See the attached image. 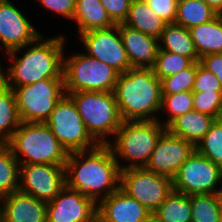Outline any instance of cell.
Here are the masks:
<instances>
[{"label":"cell","instance_id":"26","mask_svg":"<svg viewBox=\"0 0 222 222\" xmlns=\"http://www.w3.org/2000/svg\"><path fill=\"white\" fill-rule=\"evenodd\" d=\"M20 124L14 91L0 81V144L7 143Z\"/></svg>","mask_w":222,"mask_h":222},{"label":"cell","instance_id":"41","mask_svg":"<svg viewBox=\"0 0 222 222\" xmlns=\"http://www.w3.org/2000/svg\"><path fill=\"white\" fill-rule=\"evenodd\" d=\"M141 222H157L156 218L154 217V215L152 214L149 218L141 221Z\"/></svg>","mask_w":222,"mask_h":222},{"label":"cell","instance_id":"20","mask_svg":"<svg viewBox=\"0 0 222 222\" xmlns=\"http://www.w3.org/2000/svg\"><path fill=\"white\" fill-rule=\"evenodd\" d=\"M215 120L214 117L192 110L174 119L166 130L171 135L187 140L196 146L210 130Z\"/></svg>","mask_w":222,"mask_h":222},{"label":"cell","instance_id":"29","mask_svg":"<svg viewBox=\"0 0 222 222\" xmlns=\"http://www.w3.org/2000/svg\"><path fill=\"white\" fill-rule=\"evenodd\" d=\"M192 222H222L219 194L191 195Z\"/></svg>","mask_w":222,"mask_h":222},{"label":"cell","instance_id":"33","mask_svg":"<svg viewBox=\"0 0 222 222\" xmlns=\"http://www.w3.org/2000/svg\"><path fill=\"white\" fill-rule=\"evenodd\" d=\"M166 110L169 114L168 120L163 125L167 127L174 119L193 110V92L183 91L178 94L162 95L161 110Z\"/></svg>","mask_w":222,"mask_h":222},{"label":"cell","instance_id":"30","mask_svg":"<svg viewBox=\"0 0 222 222\" xmlns=\"http://www.w3.org/2000/svg\"><path fill=\"white\" fill-rule=\"evenodd\" d=\"M195 149L222 168V119H217Z\"/></svg>","mask_w":222,"mask_h":222},{"label":"cell","instance_id":"38","mask_svg":"<svg viewBox=\"0 0 222 222\" xmlns=\"http://www.w3.org/2000/svg\"><path fill=\"white\" fill-rule=\"evenodd\" d=\"M42 5L57 12L58 14L65 16L66 18L73 19L75 11L76 0H38Z\"/></svg>","mask_w":222,"mask_h":222},{"label":"cell","instance_id":"15","mask_svg":"<svg viewBox=\"0 0 222 222\" xmlns=\"http://www.w3.org/2000/svg\"><path fill=\"white\" fill-rule=\"evenodd\" d=\"M40 37L29 20L9 0H0V40L6 52H19Z\"/></svg>","mask_w":222,"mask_h":222},{"label":"cell","instance_id":"4","mask_svg":"<svg viewBox=\"0 0 222 222\" xmlns=\"http://www.w3.org/2000/svg\"><path fill=\"white\" fill-rule=\"evenodd\" d=\"M6 144L20 164L65 165L67 161L68 152L46 123L21 122Z\"/></svg>","mask_w":222,"mask_h":222},{"label":"cell","instance_id":"16","mask_svg":"<svg viewBox=\"0 0 222 222\" xmlns=\"http://www.w3.org/2000/svg\"><path fill=\"white\" fill-rule=\"evenodd\" d=\"M97 206L92 199L67 186L47 203V222H97Z\"/></svg>","mask_w":222,"mask_h":222},{"label":"cell","instance_id":"17","mask_svg":"<svg viewBox=\"0 0 222 222\" xmlns=\"http://www.w3.org/2000/svg\"><path fill=\"white\" fill-rule=\"evenodd\" d=\"M97 222H141L152 213L121 188L100 201Z\"/></svg>","mask_w":222,"mask_h":222},{"label":"cell","instance_id":"23","mask_svg":"<svg viewBox=\"0 0 222 222\" xmlns=\"http://www.w3.org/2000/svg\"><path fill=\"white\" fill-rule=\"evenodd\" d=\"M189 31L200 58L208 54L222 53V15L194 26Z\"/></svg>","mask_w":222,"mask_h":222},{"label":"cell","instance_id":"8","mask_svg":"<svg viewBox=\"0 0 222 222\" xmlns=\"http://www.w3.org/2000/svg\"><path fill=\"white\" fill-rule=\"evenodd\" d=\"M13 89L21 122L46 123L56 104L66 95L64 79H42Z\"/></svg>","mask_w":222,"mask_h":222},{"label":"cell","instance_id":"27","mask_svg":"<svg viewBox=\"0 0 222 222\" xmlns=\"http://www.w3.org/2000/svg\"><path fill=\"white\" fill-rule=\"evenodd\" d=\"M217 15L204 0H178L175 24L190 29L211 21Z\"/></svg>","mask_w":222,"mask_h":222},{"label":"cell","instance_id":"13","mask_svg":"<svg viewBox=\"0 0 222 222\" xmlns=\"http://www.w3.org/2000/svg\"><path fill=\"white\" fill-rule=\"evenodd\" d=\"M80 39L85 46L87 55L113 67L120 74L133 68L130 65L117 25L108 29L82 33Z\"/></svg>","mask_w":222,"mask_h":222},{"label":"cell","instance_id":"34","mask_svg":"<svg viewBox=\"0 0 222 222\" xmlns=\"http://www.w3.org/2000/svg\"><path fill=\"white\" fill-rule=\"evenodd\" d=\"M193 110L222 119V92L193 93Z\"/></svg>","mask_w":222,"mask_h":222},{"label":"cell","instance_id":"22","mask_svg":"<svg viewBox=\"0 0 222 222\" xmlns=\"http://www.w3.org/2000/svg\"><path fill=\"white\" fill-rule=\"evenodd\" d=\"M128 27L159 38L167 23L144 0H132L127 19Z\"/></svg>","mask_w":222,"mask_h":222},{"label":"cell","instance_id":"19","mask_svg":"<svg viewBox=\"0 0 222 222\" xmlns=\"http://www.w3.org/2000/svg\"><path fill=\"white\" fill-rule=\"evenodd\" d=\"M2 200L3 222H47V203L33 196L14 192L0 198Z\"/></svg>","mask_w":222,"mask_h":222},{"label":"cell","instance_id":"5","mask_svg":"<svg viewBox=\"0 0 222 222\" xmlns=\"http://www.w3.org/2000/svg\"><path fill=\"white\" fill-rule=\"evenodd\" d=\"M66 95L74 101L91 137L98 144H108L107 135L114 136L123 122L114 93L79 91Z\"/></svg>","mask_w":222,"mask_h":222},{"label":"cell","instance_id":"31","mask_svg":"<svg viewBox=\"0 0 222 222\" xmlns=\"http://www.w3.org/2000/svg\"><path fill=\"white\" fill-rule=\"evenodd\" d=\"M192 63L190 58L159 49L155 63L151 68L155 76L161 80L179 73Z\"/></svg>","mask_w":222,"mask_h":222},{"label":"cell","instance_id":"21","mask_svg":"<svg viewBox=\"0 0 222 222\" xmlns=\"http://www.w3.org/2000/svg\"><path fill=\"white\" fill-rule=\"evenodd\" d=\"M73 20L78 23L80 34L116 25L105 11L101 0H76Z\"/></svg>","mask_w":222,"mask_h":222},{"label":"cell","instance_id":"39","mask_svg":"<svg viewBox=\"0 0 222 222\" xmlns=\"http://www.w3.org/2000/svg\"><path fill=\"white\" fill-rule=\"evenodd\" d=\"M199 62L217 77L222 86V53L202 56Z\"/></svg>","mask_w":222,"mask_h":222},{"label":"cell","instance_id":"11","mask_svg":"<svg viewBox=\"0 0 222 222\" xmlns=\"http://www.w3.org/2000/svg\"><path fill=\"white\" fill-rule=\"evenodd\" d=\"M220 180L222 168L195 149L172 179L173 190L188 196L218 194L222 188H215Z\"/></svg>","mask_w":222,"mask_h":222},{"label":"cell","instance_id":"7","mask_svg":"<svg viewBox=\"0 0 222 222\" xmlns=\"http://www.w3.org/2000/svg\"><path fill=\"white\" fill-rule=\"evenodd\" d=\"M119 72L87 54L63 59L65 94L79 91L113 92Z\"/></svg>","mask_w":222,"mask_h":222},{"label":"cell","instance_id":"28","mask_svg":"<svg viewBox=\"0 0 222 222\" xmlns=\"http://www.w3.org/2000/svg\"><path fill=\"white\" fill-rule=\"evenodd\" d=\"M20 163L11 148L0 144V198L19 191Z\"/></svg>","mask_w":222,"mask_h":222},{"label":"cell","instance_id":"3","mask_svg":"<svg viewBox=\"0 0 222 222\" xmlns=\"http://www.w3.org/2000/svg\"><path fill=\"white\" fill-rule=\"evenodd\" d=\"M115 100L123 121H154L161 110V80L152 68H130L119 74Z\"/></svg>","mask_w":222,"mask_h":222},{"label":"cell","instance_id":"10","mask_svg":"<svg viewBox=\"0 0 222 222\" xmlns=\"http://www.w3.org/2000/svg\"><path fill=\"white\" fill-rule=\"evenodd\" d=\"M120 188L153 214L173 191V182L144 167L128 168L121 170Z\"/></svg>","mask_w":222,"mask_h":222},{"label":"cell","instance_id":"25","mask_svg":"<svg viewBox=\"0 0 222 222\" xmlns=\"http://www.w3.org/2000/svg\"><path fill=\"white\" fill-rule=\"evenodd\" d=\"M153 215L157 222H192L191 195L173 190Z\"/></svg>","mask_w":222,"mask_h":222},{"label":"cell","instance_id":"14","mask_svg":"<svg viewBox=\"0 0 222 222\" xmlns=\"http://www.w3.org/2000/svg\"><path fill=\"white\" fill-rule=\"evenodd\" d=\"M195 151V146L167 130L160 136L145 169L173 179L180 167Z\"/></svg>","mask_w":222,"mask_h":222},{"label":"cell","instance_id":"32","mask_svg":"<svg viewBox=\"0 0 222 222\" xmlns=\"http://www.w3.org/2000/svg\"><path fill=\"white\" fill-rule=\"evenodd\" d=\"M197 74V62L179 73L161 79L162 95L178 94L183 91H192Z\"/></svg>","mask_w":222,"mask_h":222},{"label":"cell","instance_id":"35","mask_svg":"<svg viewBox=\"0 0 222 222\" xmlns=\"http://www.w3.org/2000/svg\"><path fill=\"white\" fill-rule=\"evenodd\" d=\"M192 92H222V86L217 77L204 68L200 62H197V74Z\"/></svg>","mask_w":222,"mask_h":222},{"label":"cell","instance_id":"9","mask_svg":"<svg viewBox=\"0 0 222 222\" xmlns=\"http://www.w3.org/2000/svg\"><path fill=\"white\" fill-rule=\"evenodd\" d=\"M68 153L93 149L98 143L87 132L74 101L64 95L46 121Z\"/></svg>","mask_w":222,"mask_h":222},{"label":"cell","instance_id":"6","mask_svg":"<svg viewBox=\"0 0 222 222\" xmlns=\"http://www.w3.org/2000/svg\"><path fill=\"white\" fill-rule=\"evenodd\" d=\"M161 124L159 120L122 122L115 133V143H108L114 156L131 161L130 165L120 166L121 170L145 167L158 139L166 131Z\"/></svg>","mask_w":222,"mask_h":222},{"label":"cell","instance_id":"43","mask_svg":"<svg viewBox=\"0 0 222 222\" xmlns=\"http://www.w3.org/2000/svg\"><path fill=\"white\" fill-rule=\"evenodd\" d=\"M0 222H3V221H2V209H1V203H0Z\"/></svg>","mask_w":222,"mask_h":222},{"label":"cell","instance_id":"1","mask_svg":"<svg viewBox=\"0 0 222 222\" xmlns=\"http://www.w3.org/2000/svg\"><path fill=\"white\" fill-rule=\"evenodd\" d=\"M120 166L109 144L70 152L65 162L66 186L97 204L100 196L102 201L120 188Z\"/></svg>","mask_w":222,"mask_h":222},{"label":"cell","instance_id":"36","mask_svg":"<svg viewBox=\"0 0 222 222\" xmlns=\"http://www.w3.org/2000/svg\"><path fill=\"white\" fill-rule=\"evenodd\" d=\"M167 24L176 20L178 0H144Z\"/></svg>","mask_w":222,"mask_h":222},{"label":"cell","instance_id":"12","mask_svg":"<svg viewBox=\"0 0 222 222\" xmlns=\"http://www.w3.org/2000/svg\"><path fill=\"white\" fill-rule=\"evenodd\" d=\"M19 180L20 192L48 203L66 187L65 165L20 164Z\"/></svg>","mask_w":222,"mask_h":222},{"label":"cell","instance_id":"42","mask_svg":"<svg viewBox=\"0 0 222 222\" xmlns=\"http://www.w3.org/2000/svg\"><path fill=\"white\" fill-rule=\"evenodd\" d=\"M218 194H219V198H220V202H221V209H222V190Z\"/></svg>","mask_w":222,"mask_h":222},{"label":"cell","instance_id":"24","mask_svg":"<svg viewBox=\"0 0 222 222\" xmlns=\"http://www.w3.org/2000/svg\"><path fill=\"white\" fill-rule=\"evenodd\" d=\"M158 40L164 44L159 45L160 50L190 58L193 62L200 61L189 29L175 23L167 24Z\"/></svg>","mask_w":222,"mask_h":222},{"label":"cell","instance_id":"2","mask_svg":"<svg viewBox=\"0 0 222 222\" xmlns=\"http://www.w3.org/2000/svg\"><path fill=\"white\" fill-rule=\"evenodd\" d=\"M64 38L42 41L40 35L22 57L15 59L17 52L7 53L8 59L15 61L5 74L1 71L0 81L7 87H21L42 79H63Z\"/></svg>","mask_w":222,"mask_h":222},{"label":"cell","instance_id":"18","mask_svg":"<svg viewBox=\"0 0 222 222\" xmlns=\"http://www.w3.org/2000/svg\"><path fill=\"white\" fill-rule=\"evenodd\" d=\"M116 25L119 28L130 65L133 68H151L159 50L158 38L132 29L123 23Z\"/></svg>","mask_w":222,"mask_h":222},{"label":"cell","instance_id":"37","mask_svg":"<svg viewBox=\"0 0 222 222\" xmlns=\"http://www.w3.org/2000/svg\"><path fill=\"white\" fill-rule=\"evenodd\" d=\"M132 0H101L105 11L115 23H124L127 19Z\"/></svg>","mask_w":222,"mask_h":222},{"label":"cell","instance_id":"40","mask_svg":"<svg viewBox=\"0 0 222 222\" xmlns=\"http://www.w3.org/2000/svg\"><path fill=\"white\" fill-rule=\"evenodd\" d=\"M218 15H222V0H204Z\"/></svg>","mask_w":222,"mask_h":222}]
</instances>
